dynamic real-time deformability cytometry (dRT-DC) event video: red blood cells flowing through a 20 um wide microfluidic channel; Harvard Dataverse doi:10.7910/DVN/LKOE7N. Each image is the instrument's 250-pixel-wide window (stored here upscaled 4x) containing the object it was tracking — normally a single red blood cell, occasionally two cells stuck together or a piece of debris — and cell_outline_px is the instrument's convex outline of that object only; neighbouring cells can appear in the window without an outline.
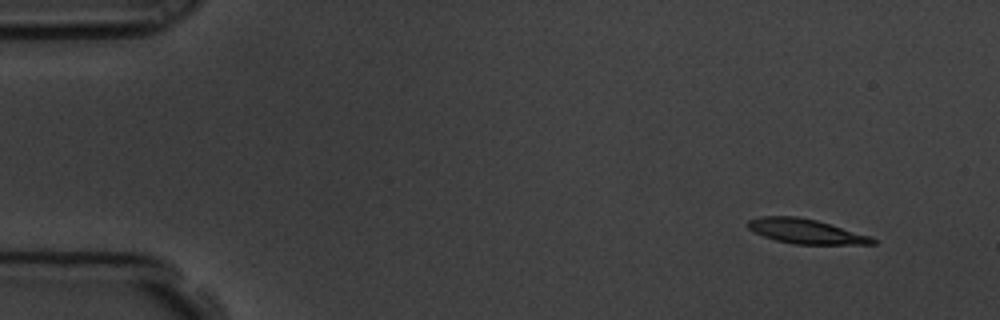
{"species": "common noctule bat (a hibernating species)", "species_latin": "Nyctalus noctula", "temperature_condition": "room temperature", "stored_images_in_passage": 7, "camera_frame_rate_fps": 3000, "um_per_image_px": 0.085, "animal": {"sex": "male", "body_mass_g": 19.5, "forearm_length_mm": 54.6}, "frame": {"image": 1, "passage_image": 1, "time_ms": 0.0, "image_size_px": [1000, 320], "cell_outline_px": [[876, 244], [792, 244], [776, 240], [764, 236], [748, 228], [748, 220], [760, 216], [796, 216], [816, 220], [872, 236], [876, 240]], "centroid_in_image_um": [68.52, 19.66], "position_along_channel_um": 16.5, "area_um2": 17.8}}
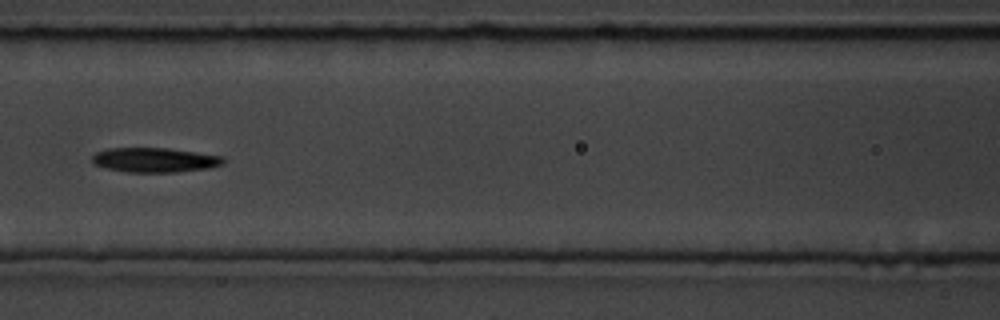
{"frame": {"image": 2, "passage_image": 7, "time_ms": 2.0, "image_size_px": [1000, 320], "cell_outline_px": [[224, 164], [208, 168], [180, 172], [128, 172], [104, 168], [96, 164], [92, 160], [92, 156], [96, 152], [108, 148], [168, 148], [224, 156]], "centroid_in_image_um": [13.17, 13.6], "position_along_channel_um": 153.4, "area_um2": 18.84}}